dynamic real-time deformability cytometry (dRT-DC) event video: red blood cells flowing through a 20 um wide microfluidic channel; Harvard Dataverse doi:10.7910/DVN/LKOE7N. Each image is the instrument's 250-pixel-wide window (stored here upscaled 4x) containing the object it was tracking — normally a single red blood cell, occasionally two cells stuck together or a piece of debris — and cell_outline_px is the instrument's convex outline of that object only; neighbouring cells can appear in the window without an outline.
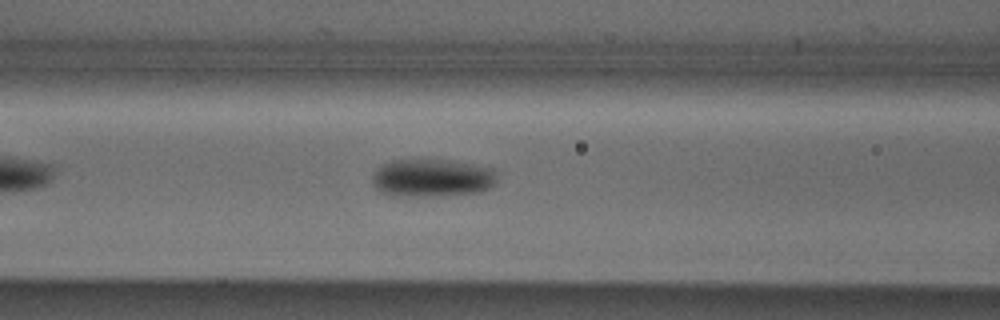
{"species": "Egyptian fruit bat (a non-hibernating species)", "species_latin": "Rousettus aegyptiacus", "temperature_condition": "cold", "stored_images_in_passage": 35, "camera_frame_rate_fps": 3000, "um_per_image_px": 0.085, "animal": {"sex": "male"}, "frame": {"image": 1, "passage_image": 10, "time_ms": 3.0, "image_size_px": [1000, 320], "cell_outline_px": [[496, 180], [488, 188], [480, 192], [432, 196], [392, 196], [380, 192], [372, 184], [372, 172], [384, 164], [392, 160], [448, 160], [472, 164], [492, 168], [496, 172]], "centroid_in_image_um": [36.68, 15.13], "position_along_channel_um": 129.9, "area_um2": 27.57}}
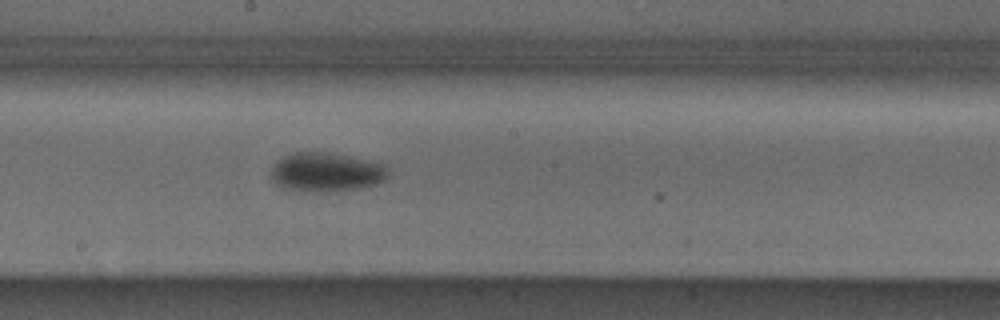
{"frame": {"image": 2, "passage_image": 17, "time_ms": 5.333, "image_size_px": [1000, 320], "cell_outline_px": [[388, 176], [384, 180], [376, 184], [360, 188], [328, 192], [308, 192], [280, 188], [272, 180], [272, 168], [284, 156], [292, 152], [324, 152], [384, 164], [388, 168]], "centroid_in_image_um": [27.71, 14.66], "position_along_channel_um": 220.5, "area_um2": 26.53}}
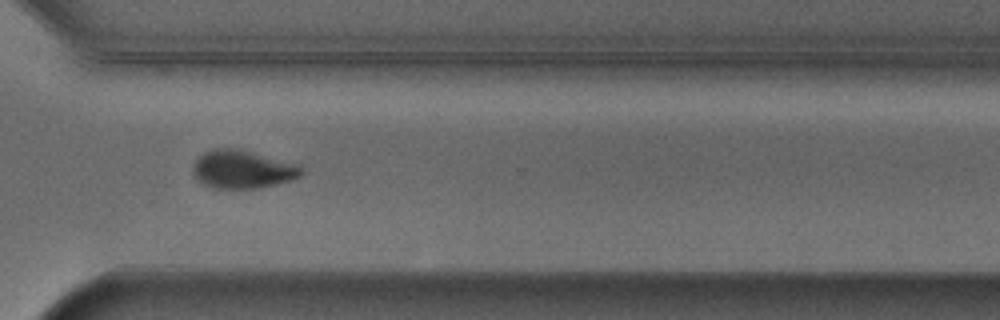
{"frame": {"image": 3, "passage_image": 27, "time_ms": 8.667, "image_size_px": [1000, 320], "cell_outline_px": [[304, 172], [300, 176], [292, 180], [260, 188], [212, 188], [204, 184], [192, 172], [192, 168], [196, 160], [204, 152], [212, 148], [232, 148], [296, 164]], "centroid_in_image_um": [20.58, 14.41], "position_along_channel_um": 350.0, "area_um2": 23.58}, "authors_computed_cell_mechanics": {"area_um2": 25.8366, "velocity_mm_per_s": 3.8908, "shape_relaxation_time_tau1_ms": 3.2746, "shape_relaxation_time_tau2_ms": null, "deformation_change_tau1": 0.1127, "deformation_change_tau2": null}}